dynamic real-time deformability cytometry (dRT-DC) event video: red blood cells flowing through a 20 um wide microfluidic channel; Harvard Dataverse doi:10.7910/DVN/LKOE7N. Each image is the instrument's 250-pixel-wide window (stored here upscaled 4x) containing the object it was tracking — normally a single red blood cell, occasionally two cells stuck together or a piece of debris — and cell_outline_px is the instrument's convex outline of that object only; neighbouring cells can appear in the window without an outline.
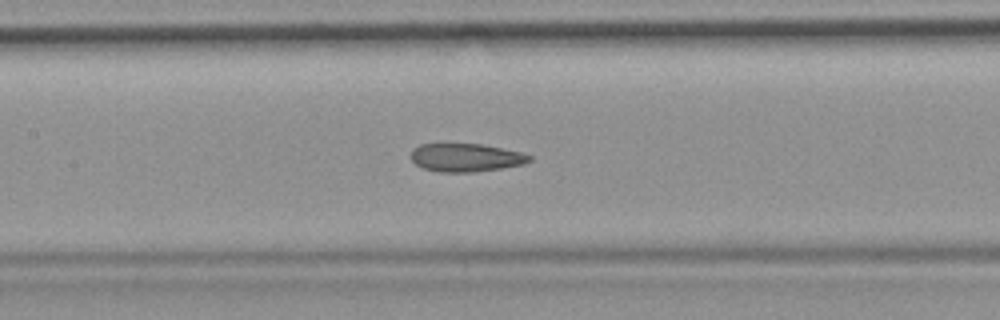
{"species": "common noctule bat (a hibernating species)", "species_latin": "Nyctalus noctula", "temperature_condition": "room temperature", "stored_images_in_passage": 43, "camera_frame_rate_fps": 3000, "um_per_image_px": 0.085, "animal": {"sex": "female", "body_mass_g": 19.9}, "frame": {"image": 1, "passage_image": 25, "time_ms": 8.0, "image_size_px": [1000, 320], "cell_outline_px": [[532, 160], [524, 164], [500, 168], [472, 172], [440, 172], [424, 168], [416, 164], [412, 160], [412, 148], [420, 144], [480, 144], [524, 152], [532, 156]], "centroid_in_image_um": [39.63, 13.39], "position_along_channel_um": 167.8, "area_um2": 19.42}}